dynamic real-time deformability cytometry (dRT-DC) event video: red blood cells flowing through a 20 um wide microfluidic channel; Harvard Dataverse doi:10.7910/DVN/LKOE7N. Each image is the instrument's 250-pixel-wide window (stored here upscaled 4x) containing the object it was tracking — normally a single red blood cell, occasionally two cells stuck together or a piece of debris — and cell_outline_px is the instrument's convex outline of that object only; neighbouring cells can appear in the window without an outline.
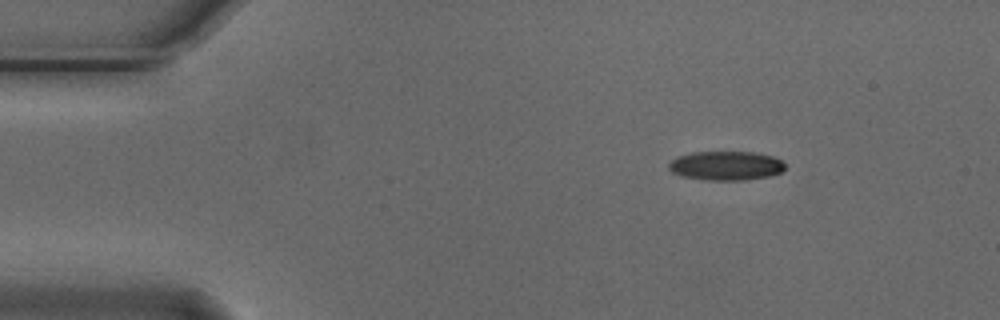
{"species": "Egyptian fruit bat (a non-hibernating species)", "species_latin": "Rousettus aegyptiacus", "temperature_condition": "cold", "stored_images_in_passage": 4, "camera_frame_rate_fps": 3000, "um_per_image_px": 0.085, "animal": {"sex": "male"}, "frame": {"image": 1, "passage_image": 1, "time_ms": 0.0, "image_size_px": [1000, 320], "cell_outline_px": [[784, 168], [780, 172], [768, 176], [740, 180], [708, 180], [680, 176], [672, 172], [668, 168], [668, 164], [676, 156], [692, 152], [756, 152], [772, 156], [780, 160], [784, 164]], "centroid_in_image_um": [61.65, 14.07], "position_along_channel_um": 23.3, "area_um2": 19.65}}
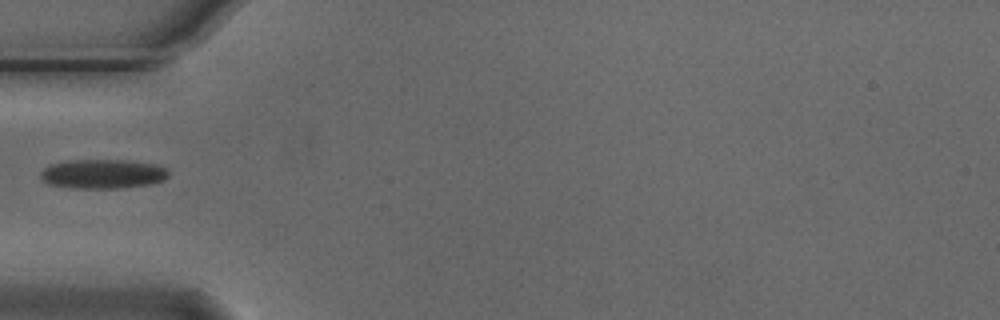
{"frame": {"image": 2, "passage_image": 3, "time_ms": 0.667, "image_size_px": [1000, 320], "cell_outline_px": [[168, 176], [164, 180], [148, 184], [120, 188], [72, 188], [48, 184], [40, 176], [40, 172], [44, 168], [52, 164], [68, 160], [124, 160], [156, 164], [164, 168], [168, 172]], "centroid_in_image_um": [8.71, 14.78], "position_along_channel_um": 76.3, "area_um2": 21.73}}
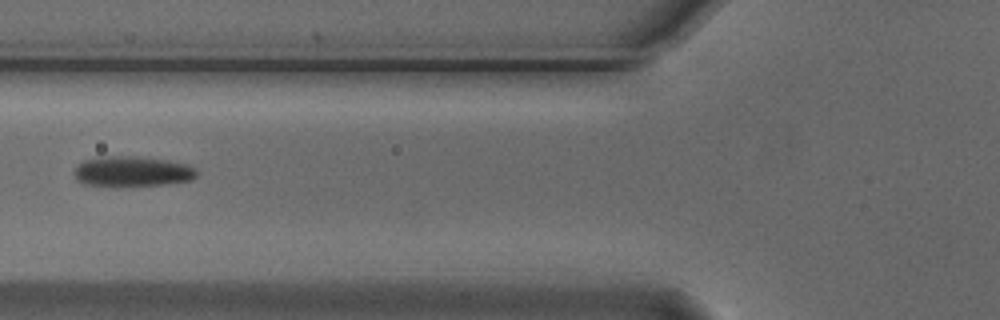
{"frame": {"image": 3, "passage_image": 4, "time_ms": 1.0, "image_size_px": [1000, 320], "cell_outline_px": [[196, 176], [192, 180], [164, 184], [116, 188], [88, 184], [76, 180], [76, 164], [84, 160], [100, 156], [136, 156], [168, 160], [188, 164], [196, 168]], "centroid_in_image_um": [11.24, 14.58], "position_along_channel_um": 114.6, "area_um2": 22.14}}